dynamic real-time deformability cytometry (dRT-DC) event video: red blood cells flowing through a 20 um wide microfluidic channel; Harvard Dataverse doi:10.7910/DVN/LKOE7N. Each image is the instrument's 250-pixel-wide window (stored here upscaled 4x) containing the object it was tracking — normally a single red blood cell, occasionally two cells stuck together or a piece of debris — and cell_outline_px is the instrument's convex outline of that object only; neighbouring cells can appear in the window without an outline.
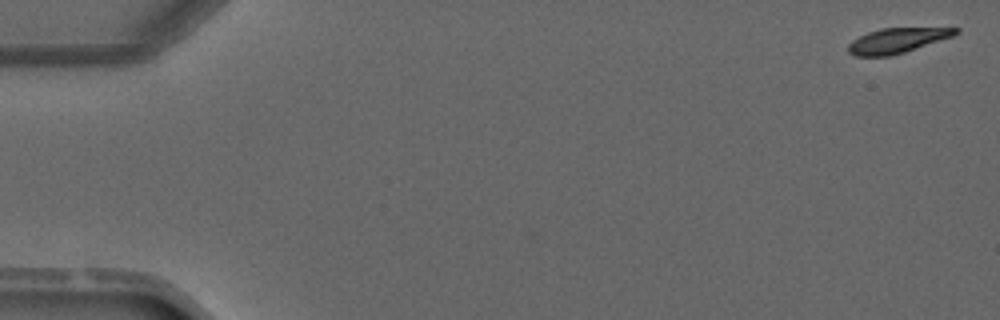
{"species": "common noctule bat (a hibernating species)", "species_latin": "Nyctalus noctula", "temperature_condition": "warm", "stored_images_in_passage": 3, "camera_frame_rate_fps": 3000, "um_per_image_px": 0.085, "animal": {"sex": "male", "forearm_length_mm": 52.5}, "frame": {"image": 1, "passage_image": 1, "time_ms": 0.0, "image_size_px": [1000, 320], "cell_outline_px": [[960, 32], [952, 36], [892, 56], [856, 56], [848, 52], [848, 44], [852, 40], [868, 32], [880, 28], [960, 28]], "centroid_in_image_um": [76.22, 3.44], "position_along_channel_um": 8.8, "area_um2": 15.43}}